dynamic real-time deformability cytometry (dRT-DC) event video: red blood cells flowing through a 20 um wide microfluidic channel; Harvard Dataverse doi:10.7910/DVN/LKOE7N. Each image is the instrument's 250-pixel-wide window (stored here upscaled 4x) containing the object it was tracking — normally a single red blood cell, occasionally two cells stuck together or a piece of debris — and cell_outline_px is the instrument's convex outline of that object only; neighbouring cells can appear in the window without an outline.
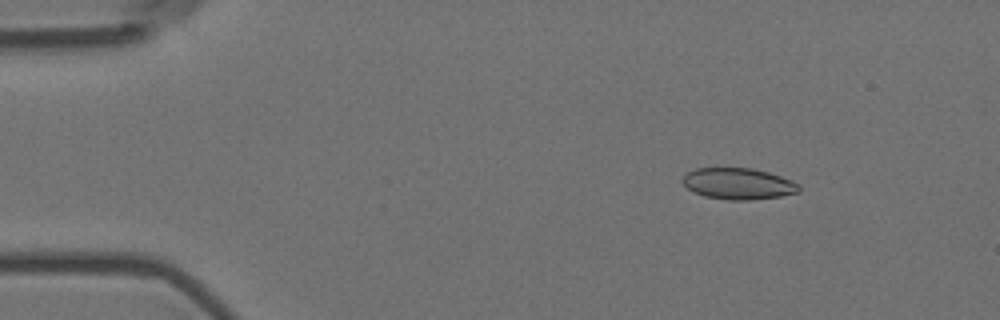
{"species": "Egyptian fruit bat (a non-hibernating species)", "species_latin": "Rousettus aegyptiacus", "temperature_condition": "room temperature", "stored_images_in_passage": 5, "camera_frame_rate_fps": 3000, "um_per_image_px": 0.085, "animal": {"sex": "female"}, "frame": {"image": 1, "passage_image": 3, "time_ms": 0.667, "image_size_px": [1000, 320], "cell_outline_px": [[800, 192], [780, 196], [752, 200], [728, 200], [704, 196], [688, 188], [680, 180], [688, 172], [696, 168], [752, 168], [768, 172], [780, 176], [800, 184]], "centroid_in_image_um": [62.77, 15.62], "position_along_channel_um": 22.2, "area_um2": 21.21}}
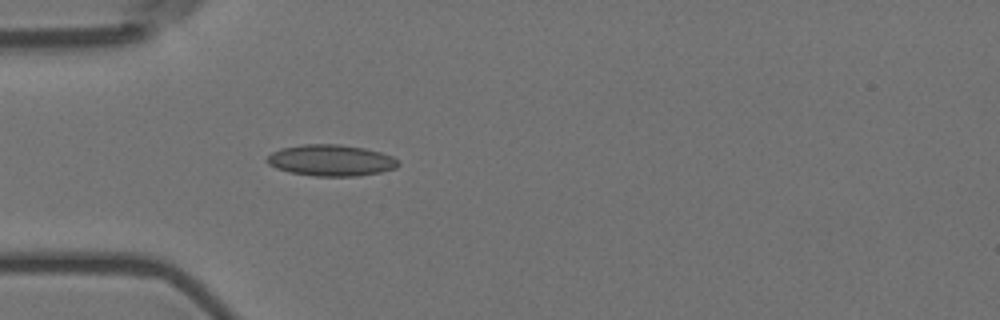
{"frame": {"image": 2, "passage_image": 5, "time_ms": 1.333, "image_size_px": [1000, 320], "cell_outline_px": [[400, 164], [396, 168], [380, 172], [360, 176], [316, 176], [288, 172], [276, 168], [268, 164], [264, 160], [272, 152], [280, 148], [304, 144], [340, 144], [364, 148], [380, 152], [392, 156]], "centroid_in_image_um": [28.11, 13.63], "position_along_channel_um": 56.9, "area_um2": 24.04}}